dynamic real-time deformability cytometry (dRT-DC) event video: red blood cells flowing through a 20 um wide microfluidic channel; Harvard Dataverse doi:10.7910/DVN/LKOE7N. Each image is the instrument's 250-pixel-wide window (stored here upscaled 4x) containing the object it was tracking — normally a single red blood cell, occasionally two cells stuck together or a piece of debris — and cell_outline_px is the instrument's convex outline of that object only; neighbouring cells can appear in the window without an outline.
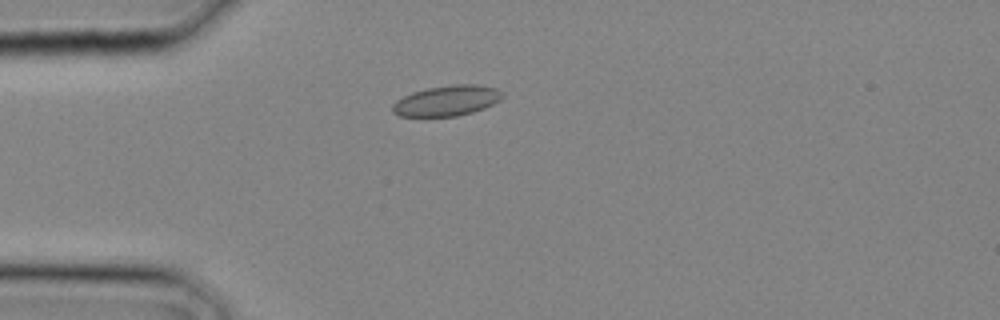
{"species": "common noctule bat (a hibernating species)", "species_latin": "Nyctalus noctula", "temperature_condition": "cold", "stored_images_in_passage": 21, "camera_frame_rate_fps": 3000, "um_per_image_px": 0.085, "animal": {"sex": "male", "body_mass_g": 20.4}, "frame": {"image": 1, "passage_image": 3, "time_ms": 0.667, "image_size_px": [1000, 320], "cell_outline_px": [[504, 96], [500, 100], [484, 108], [472, 112], [456, 116], [400, 116], [392, 112], [392, 104], [396, 100], [412, 92], [428, 88], [452, 84], [476, 84], [496, 88], [504, 92]], "centroid_in_image_um": [37.99, 8.55], "position_along_channel_um": 47.0, "area_um2": 19.54}}
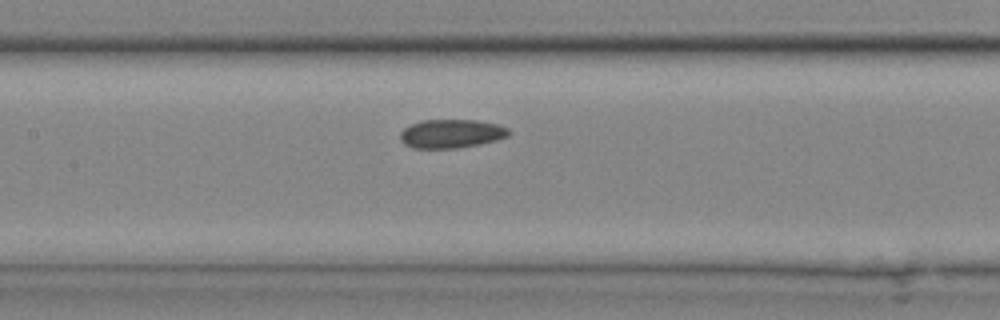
{"frame": {"image": 2, "passage_image": 9, "time_ms": 2.667, "image_size_px": [1000, 320], "cell_outline_px": [[508, 136], [496, 140], [480, 144], [456, 148], [412, 148], [404, 144], [400, 140], [400, 132], [404, 128], [420, 120], [476, 120], [496, 124], [508, 128]], "centroid_in_image_um": [38.32, 11.36], "position_along_channel_um": 169.1, "area_um2": 18.09}}
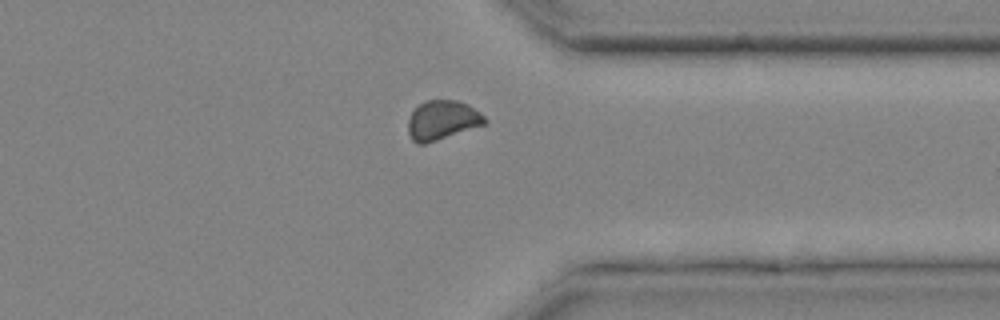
{"frame": {"image": 3, "passage_image": 18, "time_ms": 5.667, "image_size_px": [1000, 320], "cell_outline_px": [[488, 120], [484, 124], [424, 144], [416, 144], [412, 140], [408, 132], [408, 120], [412, 112], [420, 104], [428, 100], [456, 100], [468, 104], [480, 112]], "centroid_in_image_um": [37.58, 10.21], "position_along_channel_um": 373.8, "area_um2": 17.34}}